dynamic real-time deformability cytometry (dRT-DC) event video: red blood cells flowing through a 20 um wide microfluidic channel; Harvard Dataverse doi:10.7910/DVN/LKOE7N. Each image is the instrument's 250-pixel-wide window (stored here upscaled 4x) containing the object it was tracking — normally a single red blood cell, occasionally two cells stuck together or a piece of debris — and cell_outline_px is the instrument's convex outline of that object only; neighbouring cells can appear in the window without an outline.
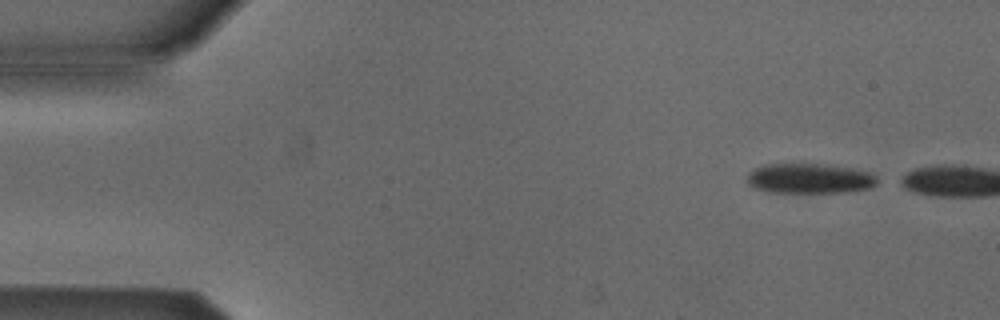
{"species": "Egyptian fruit bat (a non-hibernating species)", "species_latin": "Rousettus aegyptiacus", "temperature_condition": "cold", "stored_images_in_passage": 5, "camera_frame_rate_fps": 3000, "um_per_image_px": 0.085, "animal": {"sex": "male"}, "frame": {"image": 1, "passage_image": 1, "time_ms": 0.0, "image_size_px": [1000, 320], "cell_outline_px": [[876, 184], [872, 188], [856, 192], [764, 192], [752, 188], [748, 184], [748, 172], [752, 168], [764, 164], [828, 164], [852, 168], [872, 172], [876, 176]], "centroid_in_image_um": [68.82, 15.17], "position_along_channel_um": 16.2, "area_um2": 23.29}}